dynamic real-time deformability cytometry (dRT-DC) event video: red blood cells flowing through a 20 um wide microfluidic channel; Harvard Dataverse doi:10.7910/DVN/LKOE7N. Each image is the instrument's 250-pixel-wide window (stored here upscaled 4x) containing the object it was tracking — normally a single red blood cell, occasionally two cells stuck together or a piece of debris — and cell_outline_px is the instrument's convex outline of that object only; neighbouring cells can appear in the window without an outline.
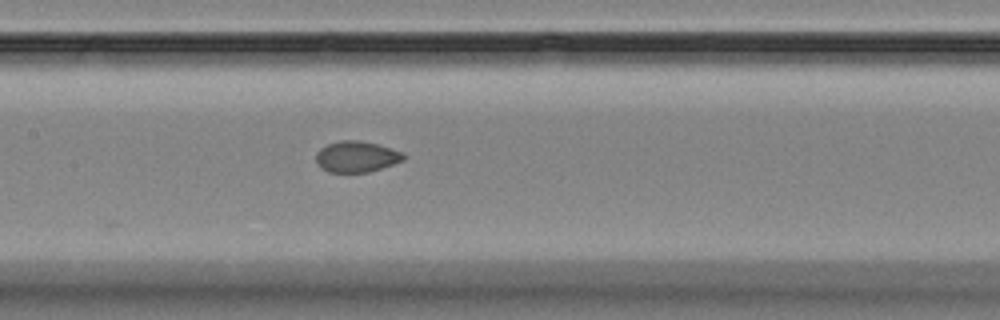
{"species": "Egyptian fruit bat (a non-hibernating species)", "species_latin": "Rousettus aegyptiacus", "temperature_condition": "room temperature", "stored_images_in_passage": 8, "camera_frame_rate_fps": 3000, "um_per_image_px": 0.085, "animal": {"sex": "female"}, "frame": {"image": 1, "passage_image": 8, "time_ms": 9.667, "image_size_px": [1000, 320], "cell_outline_px": [[404, 160], [368, 172], [328, 172], [320, 168], [316, 164], [316, 152], [320, 148], [328, 144], [340, 140], [356, 140], [376, 144], [404, 152]], "centroid_in_image_um": [30.26, 13.32], "position_along_channel_um": 177.1, "area_um2": 15.78}}